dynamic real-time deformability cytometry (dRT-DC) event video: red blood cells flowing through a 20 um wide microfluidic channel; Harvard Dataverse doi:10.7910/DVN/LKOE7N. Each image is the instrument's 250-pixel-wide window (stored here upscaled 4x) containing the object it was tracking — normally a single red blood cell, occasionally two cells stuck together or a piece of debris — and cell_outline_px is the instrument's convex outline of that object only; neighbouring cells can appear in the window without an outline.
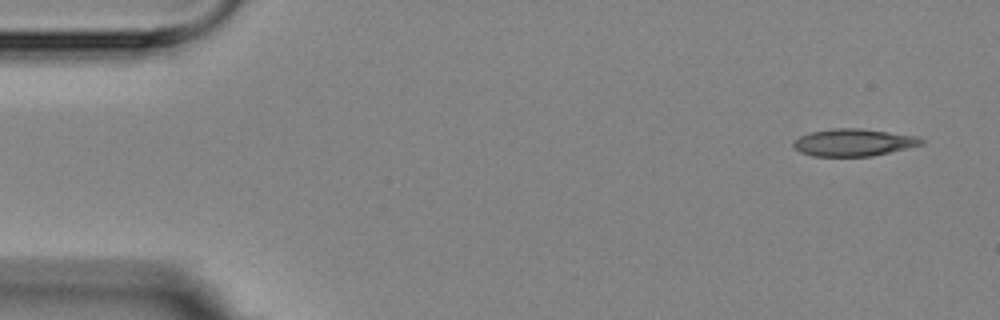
{"species": "Egyptian fruit bat (a non-hibernating species)", "species_latin": "Rousettus aegyptiacus", "temperature_condition": "room temperature", "stored_images_in_passage": 4, "camera_frame_rate_fps": 3000, "um_per_image_px": 0.085, "animal": {"sex": "female"}, "frame": {"image": 1, "passage_image": 1, "time_ms": 0.0, "image_size_px": [1000, 320], "cell_outline_px": [[924, 144], [908, 148], [872, 156], [812, 156], [800, 152], [792, 144], [792, 140], [800, 136], [812, 132], [832, 128], [860, 128], [916, 136], [924, 140]], "centroid_in_image_um": [72.54, 12.11], "position_along_channel_um": 12.5, "area_um2": 20.29}}